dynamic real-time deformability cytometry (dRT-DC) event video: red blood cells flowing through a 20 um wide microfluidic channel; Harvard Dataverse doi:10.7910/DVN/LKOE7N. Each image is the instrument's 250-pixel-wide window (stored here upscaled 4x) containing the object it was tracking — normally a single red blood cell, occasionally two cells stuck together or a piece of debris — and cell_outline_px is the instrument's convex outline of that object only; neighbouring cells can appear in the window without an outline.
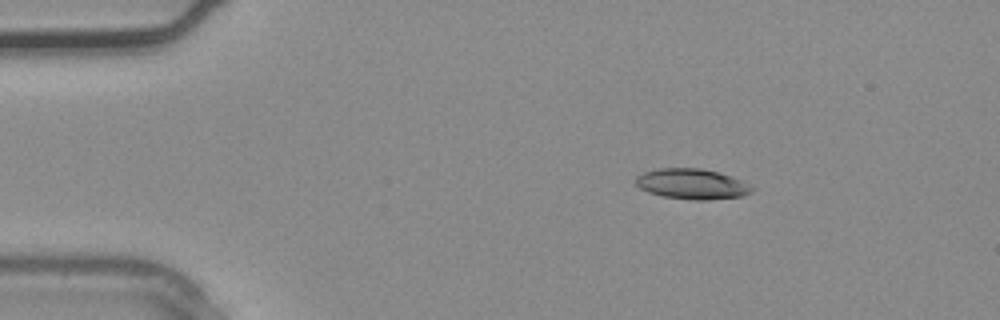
{"species": "common noctule bat (a hibernating species)", "species_latin": "Nyctalus noctula", "temperature_condition": "warm", "stored_images_in_passage": 2, "camera_frame_rate_fps": 3000, "um_per_image_px": 0.085, "animal": {"sex": "male", "body_mass_g": 20.4}, "frame": {"image": 1, "passage_image": 1, "time_ms": 0.0, "image_size_px": [1000, 320], "cell_outline_px": [[756, 188], [752, 192], [740, 196], [708, 200], [692, 200], [664, 196], [648, 192], [640, 188], [636, 184], [636, 176], [644, 172], [660, 168], [700, 168], [720, 172], [740, 180]], "centroid_in_image_um": [58.83, 15.63], "position_along_channel_um": 26.2, "area_um2": 20.52}}